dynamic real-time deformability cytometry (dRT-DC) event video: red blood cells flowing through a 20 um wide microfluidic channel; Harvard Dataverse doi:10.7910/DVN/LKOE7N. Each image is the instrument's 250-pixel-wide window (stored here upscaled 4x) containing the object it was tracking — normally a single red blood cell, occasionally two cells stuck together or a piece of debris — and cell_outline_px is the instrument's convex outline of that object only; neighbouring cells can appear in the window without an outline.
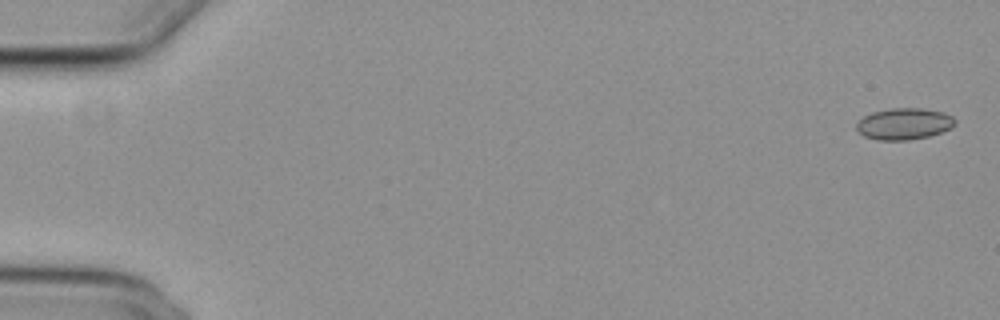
{"species": "common noctule bat (a hibernating species)", "species_latin": "Nyctalus noctula", "temperature_condition": "cold", "stored_images_in_passage": 10, "camera_frame_rate_fps": 3000, "um_per_image_px": 0.085, "animal": {"sex": "female", "body_mass_g": 29.2, "forearm_length_mm": 56.3}, "frame": {"image": 1, "passage_image": 2, "time_ms": 0.333, "image_size_px": [1000, 320], "cell_outline_px": [[956, 124], [952, 128], [928, 136], [908, 140], [876, 140], [864, 136], [856, 128], [856, 124], [864, 116], [872, 112], [892, 108], [920, 108], [944, 112], [952, 116], [956, 120]], "centroid_in_image_um": [76.86, 10.52], "position_along_channel_um": 8.1, "area_um2": 18.09}}